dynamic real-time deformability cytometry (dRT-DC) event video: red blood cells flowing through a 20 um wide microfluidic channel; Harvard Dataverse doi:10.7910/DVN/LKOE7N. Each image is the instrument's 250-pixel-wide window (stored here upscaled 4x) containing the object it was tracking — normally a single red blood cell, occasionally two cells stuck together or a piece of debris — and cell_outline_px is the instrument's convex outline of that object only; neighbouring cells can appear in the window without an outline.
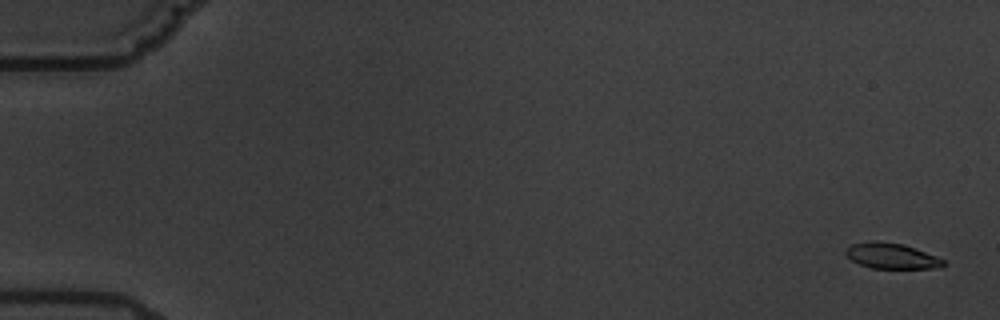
{"species": "common noctule bat (a hibernating species)", "species_latin": "Nyctalus noctula", "temperature_condition": "warm", "stored_images_in_passage": 6, "camera_frame_rate_fps": 3000, "um_per_image_px": 0.085, "animal": {"sex": "male", "body_mass_g": 19.5, "forearm_length_mm": 54.6}, "frame": {"image": 1, "passage_image": 1, "time_ms": 0.0, "image_size_px": [1000, 320], "cell_outline_px": [[944, 264], [940, 268], [872, 268], [860, 264], [852, 260], [844, 252], [852, 244], [868, 240], [872, 240], [904, 244], [916, 248], [936, 256], [944, 260]], "centroid_in_image_um": [75.78, 21.74], "position_along_channel_um": 9.2, "area_um2": 14.51}}
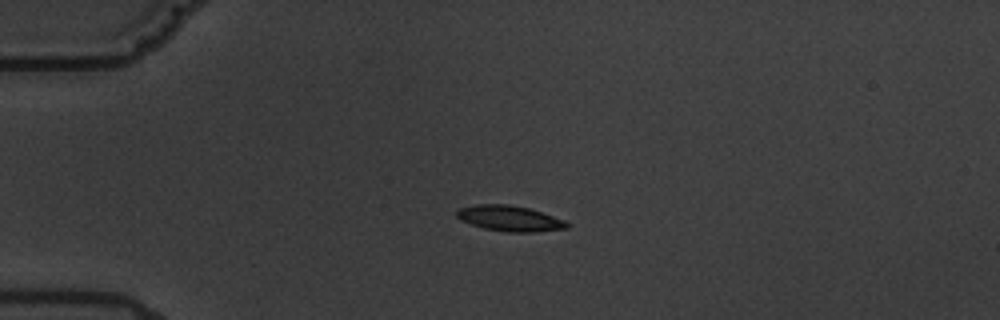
{"frame": {"image": 2, "passage_image": 5, "time_ms": 4.667, "image_size_px": [1000, 320], "cell_outline_px": [[568, 228], [532, 232], [508, 232], [484, 228], [460, 220], [456, 216], [456, 212], [460, 208], [476, 204], [508, 204], [528, 208], [564, 220], [568, 224]], "centroid_in_image_um": [43.29, 18.56], "position_along_channel_um": 41.7, "area_um2": 16.18}}